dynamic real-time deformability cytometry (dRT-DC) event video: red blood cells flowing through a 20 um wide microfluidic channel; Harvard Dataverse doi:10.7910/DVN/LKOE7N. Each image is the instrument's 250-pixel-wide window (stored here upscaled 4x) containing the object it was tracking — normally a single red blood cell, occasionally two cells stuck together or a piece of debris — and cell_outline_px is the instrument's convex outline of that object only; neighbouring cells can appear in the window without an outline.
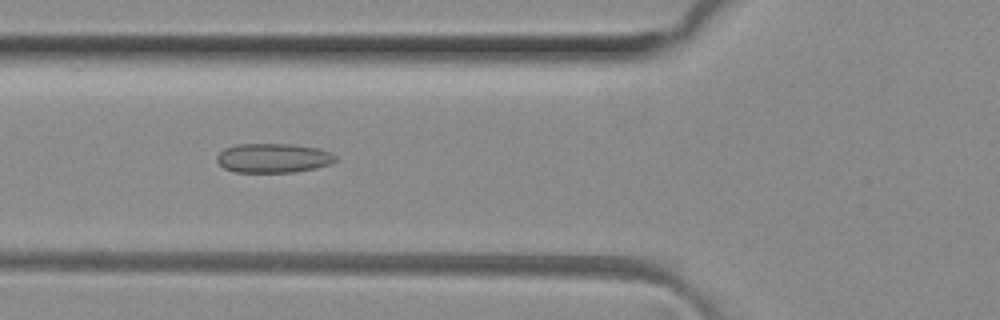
{"species": "common noctule bat (a hibernating species)", "species_latin": "Nyctalus noctula", "temperature_condition": "room temperature", "stored_images_in_passage": 33, "camera_frame_rate_fps": 3000, "um_per_image_px": 0.085, "animal": {"sex": "female", "body_mass_g": 29.2, "forearm_length_mm": 56.3}, "frame": {"image": 1, "passage_image": 9, "time_ms": 2.667, "image_size_px": [1000, 320], "cell_outline_px": [[336, 160], [332, 164], [316, 168], [292, 172], [236, 172], [224, 168], [216, 160], [216, 156], [224, 148], [236, 144], [296, 144], [320, 148], [336, 156]], "centroid_in_image_um": [23.23, 13.43], "position_along_channel_um": 102.6, "area_um2": 20.4}}
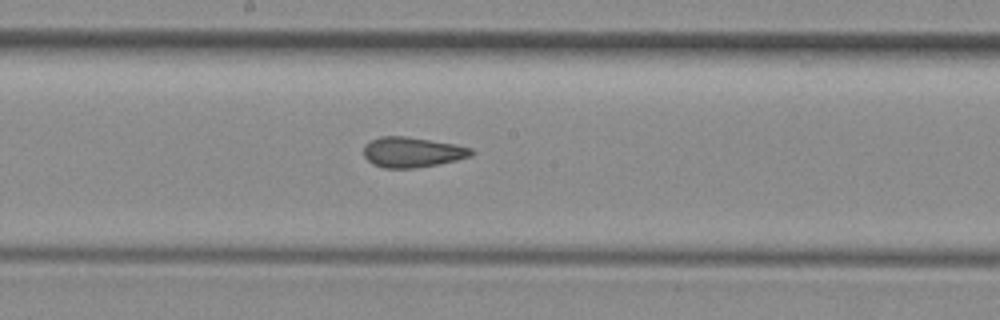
{"frame": {"image": 2, "passage_image": 17, "time_ms": 5.333, "image_size_px": [1000, 320], "cell_outline_px": [[476, 152], [472, 156], [456, 160], [436, 164], [412, 168], [384, 168], [372, 164], [364, 156], [364, 144], [380, 136], [404, 136], [456, 144], [472, 148]], "centroid_in_image_um": [35.05, 12.93], "position_along_channel_um": 213.2, "area_um2": 18.96}}
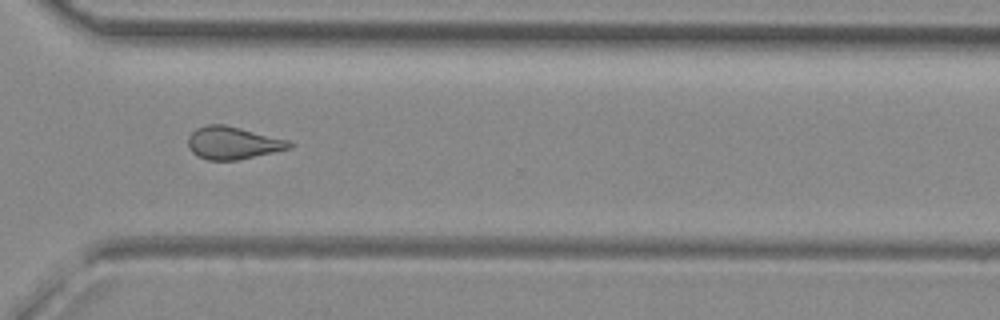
{"frame": {"image": 3, "passage_image": 27, "time_ms": 8.667, "image_size_px": [1000, 320], "cell_outline_px": [[296, 144], [292, 148], [236, 160], [208, 160], [192, 152], [188, 148], [188, 136], [196, 128], [208, 124], [224, 124], [288, 140]], "centroid_in_image_um": [19.8, 12.14], "position_along_channel_um": 350.8, "area_um2": 19.13}, "authors_computed_cell_mechanics": {"area_um2": 19.1318, "velocity_mm_per_s": 4.1319, "shape_relaxation_time_tau1_ms": null, "shape_relaxation_time_tau2_ms": 2.1541, "deformation_change_tau1": null, "deformation_change_tau2": 0.1113}}